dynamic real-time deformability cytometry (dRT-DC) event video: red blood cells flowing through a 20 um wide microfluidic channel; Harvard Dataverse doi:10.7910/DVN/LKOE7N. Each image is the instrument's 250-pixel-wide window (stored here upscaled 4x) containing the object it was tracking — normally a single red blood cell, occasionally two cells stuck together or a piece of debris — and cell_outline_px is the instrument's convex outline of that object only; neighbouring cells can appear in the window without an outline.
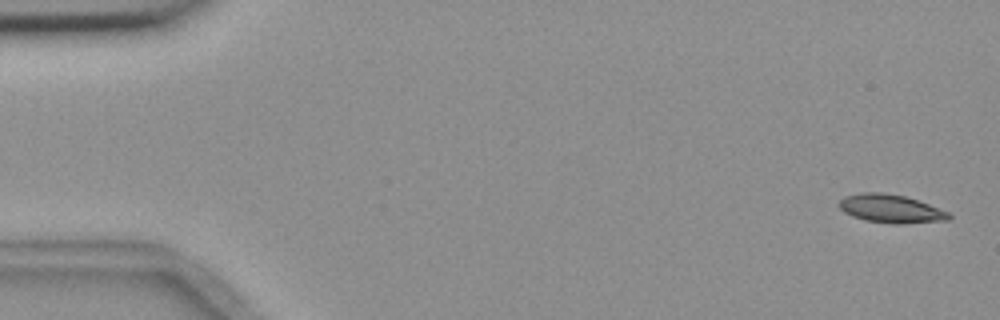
{"species": "common noctule bat (a hibernating species)", "species_latin": "Nyctalus noctula", "temperature_condition": "room temperature", "stored_images_in_passage": 6, "camera_frame_rate_fps": 3000, "um_per_image_px": 0.085, "animal": {"sex": "female", "body_mass_g": 18.4}, "frame": {"image": 1, "passage_image": 1, "time_ms": 0.0, "image_size_px": [1000, 320], "cell_outline_px": [[952, 216], [948, 220], [900, 224], [892, 224], [864, 220], [852, 216], [844, 212], [836, 204], [844, 196], [860, 192], [880, 192], [904, 196], [928, 204], [948, 212]], "centroid_in_image_um": [75.67, 17.74], "position_along_channel_um": 9.3, "area_um2": 18.15}}